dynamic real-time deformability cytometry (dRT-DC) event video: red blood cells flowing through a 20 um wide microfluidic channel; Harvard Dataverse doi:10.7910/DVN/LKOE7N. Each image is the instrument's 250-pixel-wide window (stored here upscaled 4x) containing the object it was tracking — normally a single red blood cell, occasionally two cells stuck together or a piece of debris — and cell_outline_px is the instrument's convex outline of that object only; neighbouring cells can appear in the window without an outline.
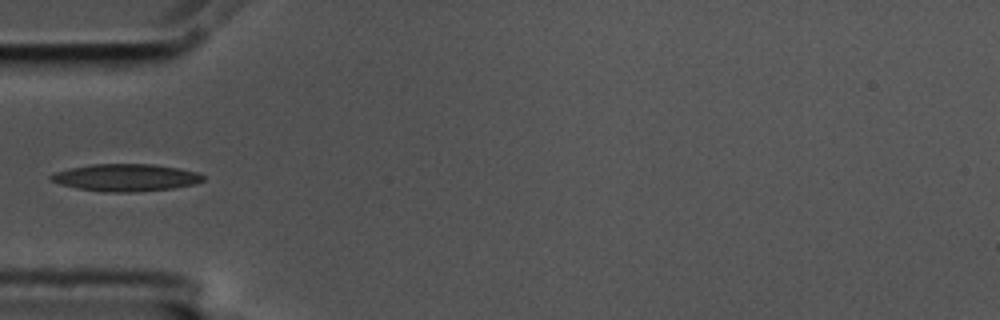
{"species": "common noctule bat (a hibernating species)", "species_latin": "Nyctalus noctula", "temperature_condition": "cold", "stored_images_in_passage": 25, "camera_frame_rate_fps": 3000, "um_per_image_px": 0.085, "animal": {"sex": "male", "body_mass_g": 17.5, "forearm_length_mm": 52.3}, "frame": {"image": 1, "passage_image": 1, "time_ms": 0.0, "image_size_px": [1000, 320], "cell_outline_px": [[204, 180], [192, 184], [172, 188], [136, 192], [104, 192], [76, 188], [60, 184], [52, 180], [48, 176], [56, 172], [72, 168], [92, 164], [152, 164], [180, 168], [196, 172], [204, 176]], "centroid_in_image_um": [10.69, 15.09], "position_along_channel_um": 74.3, "area_um2": 23.99}}